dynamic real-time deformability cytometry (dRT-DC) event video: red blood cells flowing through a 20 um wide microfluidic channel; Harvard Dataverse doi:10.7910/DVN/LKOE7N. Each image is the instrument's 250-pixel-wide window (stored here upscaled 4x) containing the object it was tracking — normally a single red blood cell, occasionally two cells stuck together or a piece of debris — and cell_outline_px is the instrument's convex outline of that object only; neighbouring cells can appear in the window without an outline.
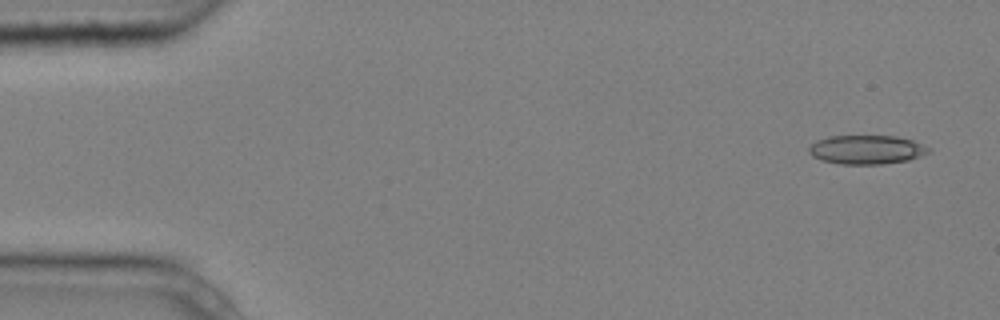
{"species": "common noctule bat (a hibernating species)", "species_latin": "Nyctalus noctula", "temperature_condition": "cold", "stored_images_in_passage": 9, "camera_frame_rate_fps": 3000, "um_per_image_px": 0.085, "animal": {"sex": "male", "body_mass_g": 20.4}, "frame": {"image": 1, "passage_image": 1, "time_ms": 0.0, "image_size_px": [1000, 320], "cell_outline_px": [[932, 152], [908, 160], [880, 164], [840, 164], [820, 160], [812, 156], [808, 152], [808, 148], [816, 140], [828, 136], [896, 136], [912, 140], [932, 148]], "centroid_in_image_um": [73.66, 12.72], "position_along_channel_um": 11.3, "area_um2": 20.35}}
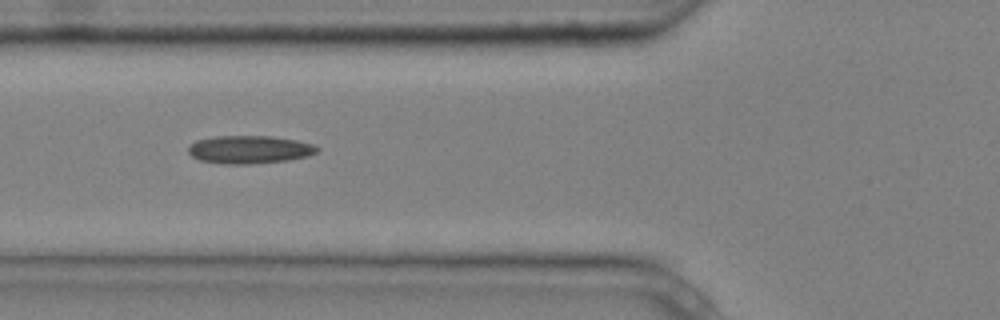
{"frame": {"image": 2, "passage_image": 6, "time_ms": 1.667, "image_size_px": [1000, 320], "cell_outline_px": [[320, 148], [316, 152], [308, 156], [288, 160], [248, 164], [224, 164], [200, 160], [192, 156], [188, 152], [188, 144], [196, 140], [216, 136], [272, 136], [296, 140], [312, 144]], "centroid_in_image_um": [21.18, 12.71], "position_along_channel_um": 104.6, "area_um2": 21.04}}